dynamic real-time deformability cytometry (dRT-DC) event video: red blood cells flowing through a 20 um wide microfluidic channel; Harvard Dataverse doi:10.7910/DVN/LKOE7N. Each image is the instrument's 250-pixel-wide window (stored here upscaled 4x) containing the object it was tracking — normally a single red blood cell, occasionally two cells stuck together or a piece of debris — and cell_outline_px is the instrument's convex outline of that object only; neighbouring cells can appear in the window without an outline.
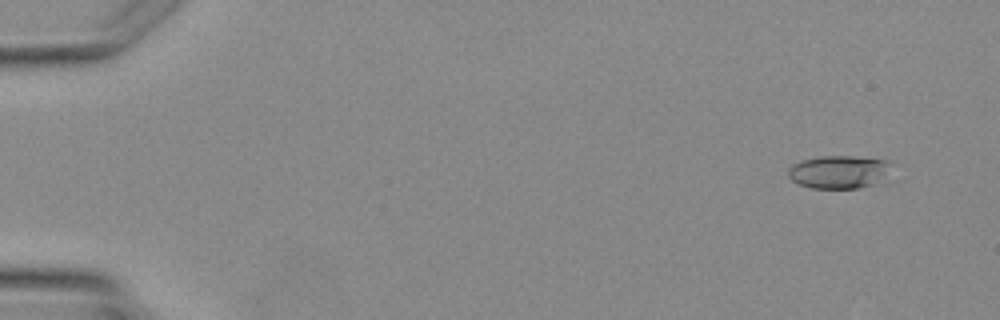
{"species": "Egyptian fruit bat (a non-hibernating species)", "species_latin": "Rousettus aegyptiacus", "temperature_condition": "warm", "stored_images_in_passage": 5, "camera_frame_rate_fps": 3000, "um_per_image_px": 0.085, "animal": {"sex": "female"}, "frame": {"image": 1, "passage_image": 1, "time_ms": 0.0, "image_size_px": [1000, 320], "cell_outline_px": [[892, 180], [888, 184], [860, 188], [812, 188], [800, 184], [792, 180], [788, 176], [788, 168], [792, 164], [800, 160], [820, 156], [852, 156], [888, 160]], "centroid_in_image_um": [71.45, 14.64], "position_along_channel_um": 13.6, "area_um2": 20.81}}
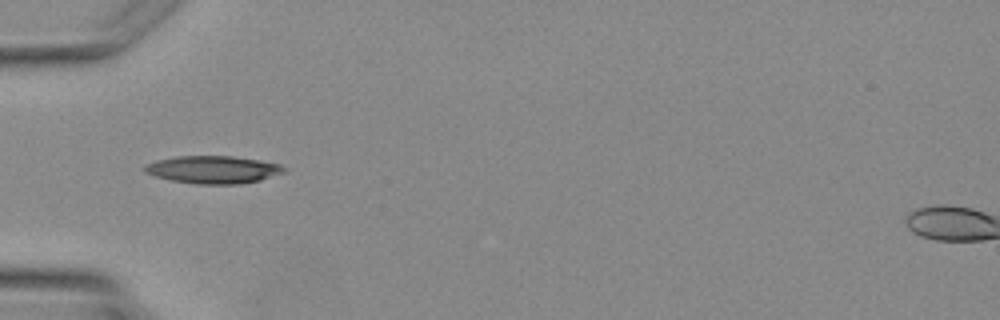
{"frame": {"image": 2, "passage_image": 4, "time_ms": 3.667, "image_size_px": [1000, 320], "cell_outline_px": [[288, 172], [260, 180], [240, 184], [196, 184], [172, 180], [156, 176], [144, 172], [140, 168], [144, 164], [156, 160], [176, 156], [232, 156], [260, 160], [280, 164], [288, 168]], "centroid_in_image_um": [18.13, 14.41], "position_along_channel_um": 66.9, "area_um2": 22.77}}
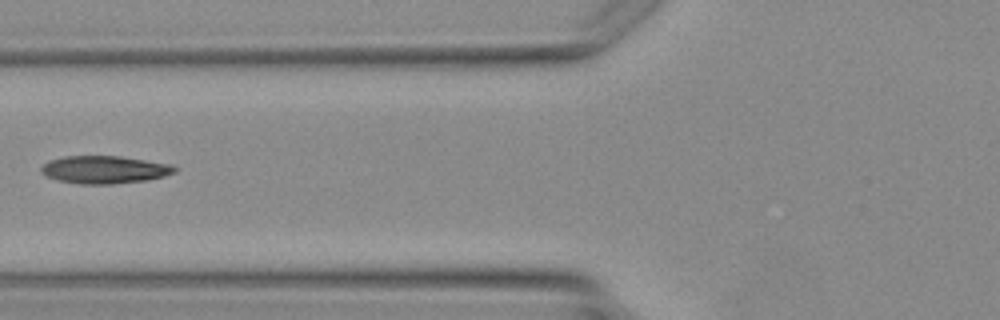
{"frame": {"image": 3, "passage_image": 5, "time_ms": 4.667, "image_size_px": [1000, 320], "cell_outline_px": [[176, 172], [164, 176], [148, 180], [112, 184], [80, 184], [60, 180], [48, 176], [40, 172], [40, 168], [48, 160], [64, 156], [120, 156], [172, 164], [176, 168]], "centroid_in_image_um": [8.9, 14.41], "position_along_channel_um": 116.9, "area_um2": 21.56}}